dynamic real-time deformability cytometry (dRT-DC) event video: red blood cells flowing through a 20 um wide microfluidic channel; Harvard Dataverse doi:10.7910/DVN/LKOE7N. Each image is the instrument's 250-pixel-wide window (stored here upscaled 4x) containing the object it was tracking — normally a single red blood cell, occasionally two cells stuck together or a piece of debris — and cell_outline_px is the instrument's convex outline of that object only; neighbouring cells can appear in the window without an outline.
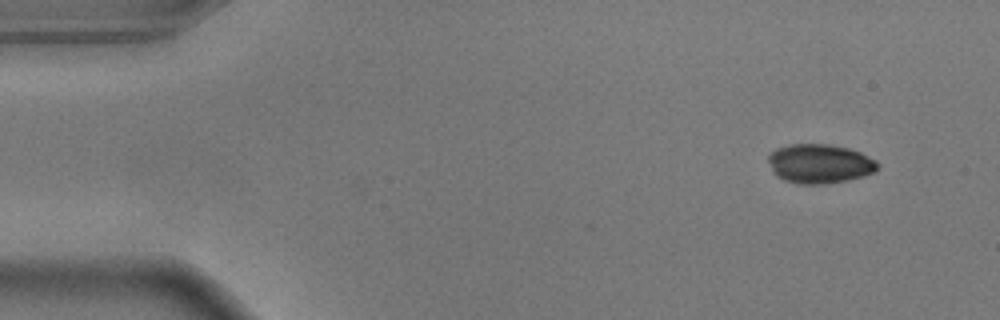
{"species": "common noctule bat (a hibernating species)", "species_latin": "Nyctalus noctula", "temperature_condition": "warm", "stored_images_in_passage": 9, "camera_frame_rate_fps": 3000, "um_per_image_px": 0.085, "animal": {"sex": "male", "body_mass_g": 17.9}, "frame": {"image": 1, "passage_image": 1, "time_ms": 0.0, "image_size_px": [1000, 320], "cell_outline_px": [[880, 164], [872, 172], [864, 176], [848, 180], [824, 184], [800, 184], [784, 180], [776, 176], [772, 172], [768, 160], [768, 156], [776, 148], [792, 144], [828, 144], [848, 148], [860, 152], [876, 160]], "centroid_in_image_um": [69.65, 13.92], "position_along_channel_um": 15.3, "area_um2": 25.03}}